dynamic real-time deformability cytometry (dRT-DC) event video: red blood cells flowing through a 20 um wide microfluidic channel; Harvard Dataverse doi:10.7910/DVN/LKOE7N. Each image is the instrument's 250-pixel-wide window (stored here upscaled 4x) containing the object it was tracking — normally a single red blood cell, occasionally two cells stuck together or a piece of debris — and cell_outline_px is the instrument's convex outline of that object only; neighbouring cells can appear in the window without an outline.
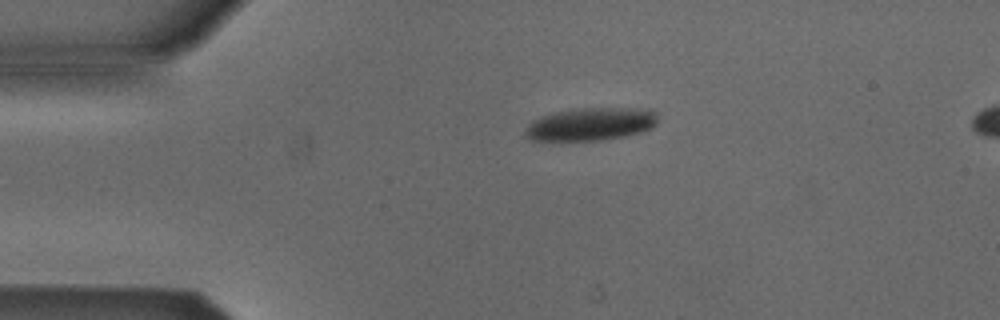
{"species": "Egyptian fruit bat (a non-hibernating species)", "species_latin": "Rousettus aegyptiacus", "temperature_condition": "cold", "stored_images_in_passage": 3, "segment_of_instrument_passage": [1, 2], "camera_frame_rate_fps": 3000, "um_per_image_px": 0.085, "animal": {"sex": "male"}, "frame": {"image": 1, "passage_image": 1, "time_ms": 0.0, "image_size_px": [1000, 320], "cell_outline_px": [[656, 124], [652, 128], [644, 132], [624, 136], [600, 140], [532, 140], [524, 136], [524, 132], [528, 124], [532, 120], [540, 116], [552, 112], [576, 108], [648, 108], [656, 112]], "centroid_in_image_um": [50.21, 10.54], "position_along_channel_um": 34.8, "area_um2": 25.66}}